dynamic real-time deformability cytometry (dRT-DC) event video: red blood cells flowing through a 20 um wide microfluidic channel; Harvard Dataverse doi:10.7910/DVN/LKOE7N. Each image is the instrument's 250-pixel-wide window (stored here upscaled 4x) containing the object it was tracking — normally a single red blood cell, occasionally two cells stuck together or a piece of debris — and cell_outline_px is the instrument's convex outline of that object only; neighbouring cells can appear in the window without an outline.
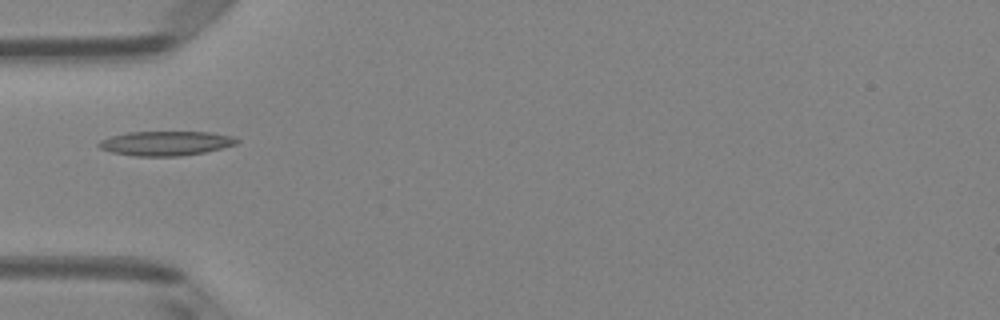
{"species": "Egyptian fruit bat (a non-hibernating species)", "species_latin": "Rousettus aegyptiacus", "temperature_condition": "room temperature", "stored_images_in_passage": 3, "segment_of_instrument_passage": [2, 2], "camera_frame_rate_fps": 3000, "um_per_image_px": 0.085, "animal": {"sex": "female"}, "frame": {"image": 1, "passage_image": 3, "time_ms": 0.667, "image_size_px": [1000, 320], "cell_outline_px": [[240, 140], [236, 144], [204, 152], [180, 156], [132, 156], [112, 152], [100, 148], [96, 144], [100, 140], [112, 136], [128, 132], [208, 132], [236, 136]], "centroid_in_image_um": [14.09, 12.18], "position_along_channel_um": 70.9, "area_um2": 19.65}}